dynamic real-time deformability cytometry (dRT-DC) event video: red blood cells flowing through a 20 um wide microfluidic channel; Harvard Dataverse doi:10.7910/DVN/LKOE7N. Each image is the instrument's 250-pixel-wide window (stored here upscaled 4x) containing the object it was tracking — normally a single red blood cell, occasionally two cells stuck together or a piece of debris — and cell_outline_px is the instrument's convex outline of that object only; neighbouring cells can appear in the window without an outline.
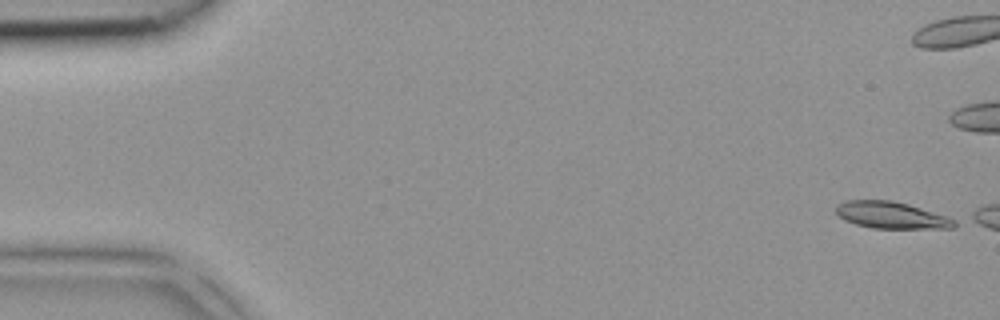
{"species": "common noctule bat (a hibernating species)", "species_latin": "Nyctalus noctula", "temperature_condition": "room temperature", "stored_images_in_passage": 4, "camera_frame_rate_fps": 3000, "um_per_image_px": 0.085, "animal": {"sex": "female", "body_mass_g": 18.4}, "frame": {"image": 1, "passage_image": 1, "time_ms": 0.0, "image_size_px": [1000, 320], "cell_outline_px": [[956, 228], [872, 228], [856, 224], [844, 220], [836, 212], [836, 204], [844, 200], [892, 200], [908, 204], [948, 216], [956, 220]], "centroid_in_image_um": [75.77, 18.28], "position_along_channel_um": 9.2, "area_um2": 18.55}}